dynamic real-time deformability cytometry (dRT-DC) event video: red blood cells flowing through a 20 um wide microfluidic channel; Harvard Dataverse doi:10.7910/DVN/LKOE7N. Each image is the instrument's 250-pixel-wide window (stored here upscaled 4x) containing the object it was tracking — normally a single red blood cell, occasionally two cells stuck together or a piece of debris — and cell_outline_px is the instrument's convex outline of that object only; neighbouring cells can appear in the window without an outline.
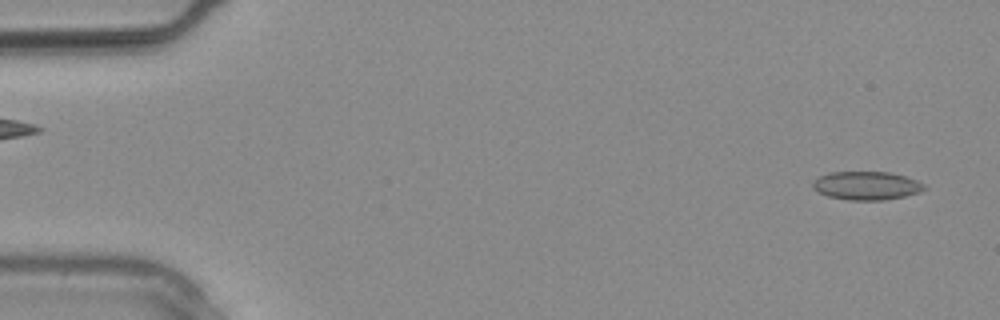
{"species": "common noctule bat (a hibernating species)", "species_latin": "Nyctalus noctula", "temperature_condition": "warm", "stored_images_in_passage": 20, "camera_frame_rate_fps": 3000, "um_per_image_px": 0.085, "animal": {"sex": "male", "body_mass_g": 20.4}, "frame": {"image": 1, "passage_image": 1, "time_ms": 0.0, "image_size_px": [1000, 320], "cell_outline_px": [[924, 188], [920, 192], [904, 196], [884, 200], [848, 200], [828, 196], [816, 192], [812, 188], [812, 184], [820, 176], [832, 172], [888, 172], [904, 176], [916, 180], [924, 184]], "centroid_in_image_um": [73.63, 15.79], "position_along_channel_um": 11.4, "area_um2": 18.32}}